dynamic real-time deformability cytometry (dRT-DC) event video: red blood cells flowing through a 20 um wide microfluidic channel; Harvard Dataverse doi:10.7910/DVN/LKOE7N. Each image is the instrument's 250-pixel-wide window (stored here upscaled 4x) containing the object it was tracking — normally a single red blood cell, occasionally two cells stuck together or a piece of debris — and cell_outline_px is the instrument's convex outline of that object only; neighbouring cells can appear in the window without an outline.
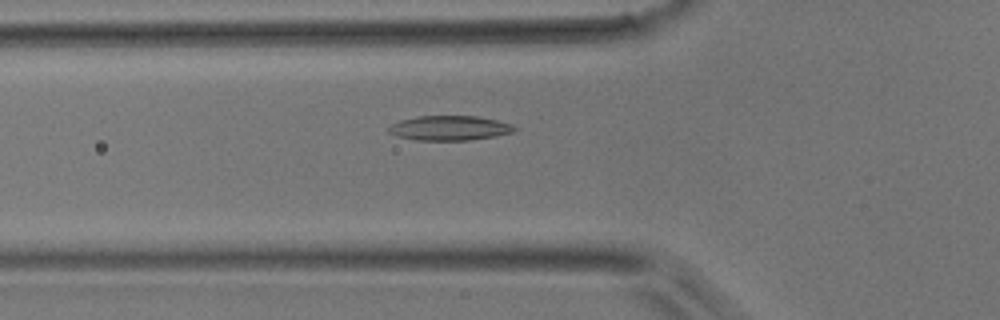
{"species": "common noctule bat (a hibernating species)", "species_latin": "Nyctalus noctula", "temperature_condition": "room temperature", "stored_images_in_passage": 43, "camera_frame_rate_fps": 3000, "um_per_image_px": 0.085, "animal": {"sex": "male", "body_mass_g": 17.9}, "frame": {"image": 1, "passage_image": 10, "time_ms": 3.0, "image_size_px": [1000, 320], "cell_outline_px": [[520, 128], [516, 132], [496, 136], [468, 140], [416, 140], [396, 136], [388, 132], [388, 128], [392, 124], [400, 120], [416, 116], [476, 116], [496, 120], [512, 124]], "centroid_in_image_um": [38.25, 10.88], "position_along_channel_um": 87.5, "area_um2": 18.26}}
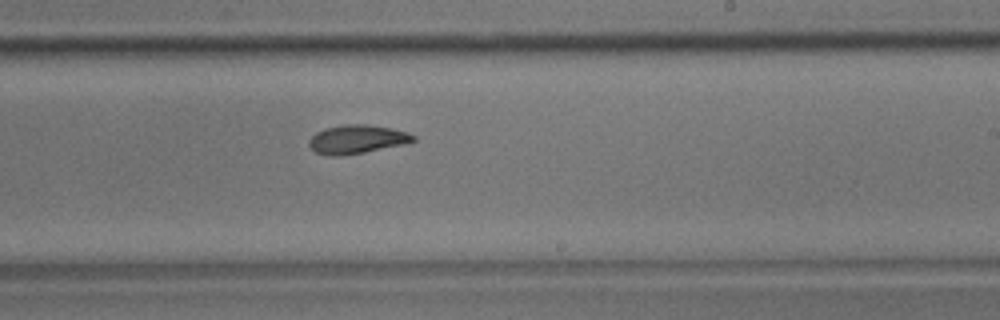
{"frame": {"image": 2, "passage_image": 23, "time_ms": 7.333, "image_size_px": [1000, 320], "cell_outline_px": [[416, 140], [404, 144], [364, 152], [340, 156], [328, 156], [316, 152], [308, 144], [308, 140], [316, 132], [324, 128], [344, 124], [368, 124], [392, 128], [408, 132], [416, 136]], "centroid_in_image_um": [30.34, 11.83], "position_along_channel_um": 258.7, "area_um2": 17.51}}
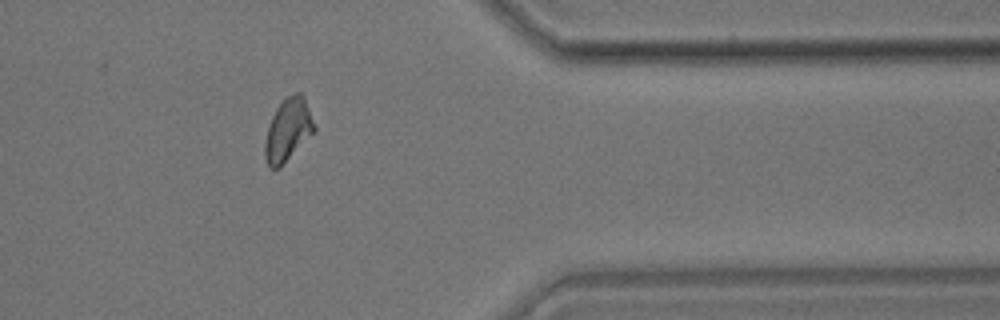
{"frame": {"image": 3, "passage_image": 34, "time_ms": 11.0, "image_size_px": [1000, 320], "cell_outline_px": [[316, 132], [280, 168], [268, 168], [264, 156], [264, 144], [268, 124], [276, 108], [288, 96], [296, 92], [300, 92], [304, 96], [316, 128]], "centroid_in_image_um": [24.48, 11.08], "position_along_channel_um": 386.9, "area_um2": 18.32}}